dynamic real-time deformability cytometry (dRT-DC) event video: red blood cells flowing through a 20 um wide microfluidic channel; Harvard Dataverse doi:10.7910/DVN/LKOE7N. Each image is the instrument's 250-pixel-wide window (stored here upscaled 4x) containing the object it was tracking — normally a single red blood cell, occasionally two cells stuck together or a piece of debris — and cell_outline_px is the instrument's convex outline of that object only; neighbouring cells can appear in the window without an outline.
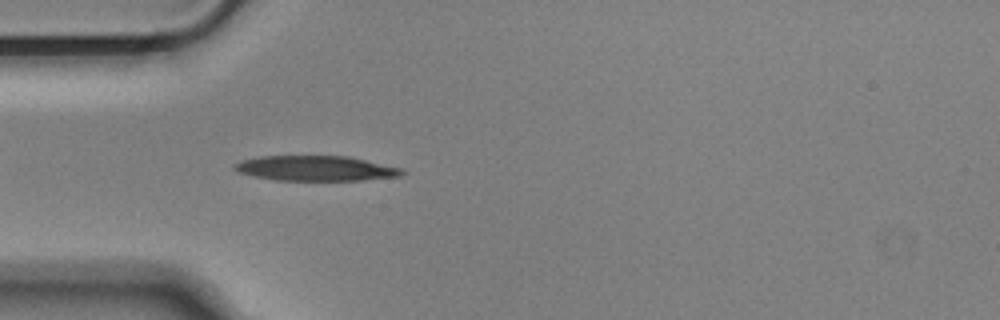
{"species": "Egyptian fruit bat (a non-hibernating species)", "species_latin": "Rousettus aegyptiacus", "temperature_condition": "cold", "stored_images_in_passage": 52, "camera_frame_rate_fps": 3000, "um_per_image_px": 0.085, "animal": {"sex": "male"}, "frame": {"image": 1, "passage_image": 14, "time_ms": 4.333, "image_size_px": [1000, 320], "cell_outline_px": [[404, 172], [400, 176], [360, 180], [276, 180], [252, 176], [240, 172], [232, 168], [232, 164], [240, 160], [260, 156], [348, 156], [404, 168]], "centroid_in_image_um": [26.81, 14.3], "position_along_channel_um": 58.2, "area_um2": 24.57}}
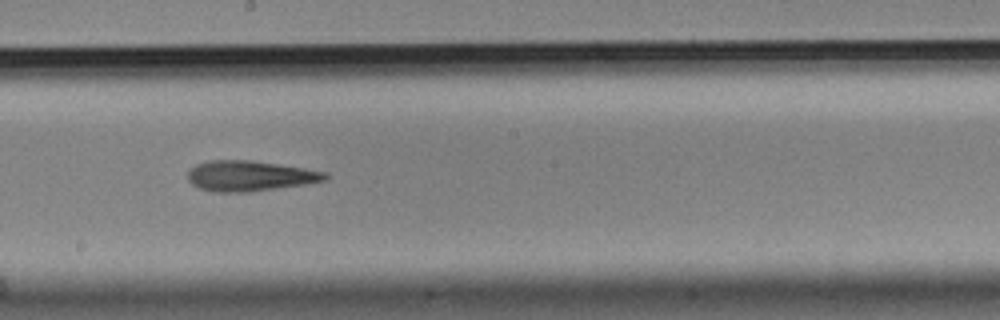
{"frame": {"image": 2, "passage_image": 28, "time_ms": 9.0, "image_size_px": [1000, 320], "cell_outline_px": [[328, 180], [304, 184], [252, 192], [212, 192], [200, 188], [192, 184], [188, 180], [188, 172], [196, 164], [208, 160], [248, 160], [304, 168], [328, 172]], "centroid_in_image_um": [21.23, 14.96], "position_along_channel_um": 227.0, "area_um2": 24.33}}
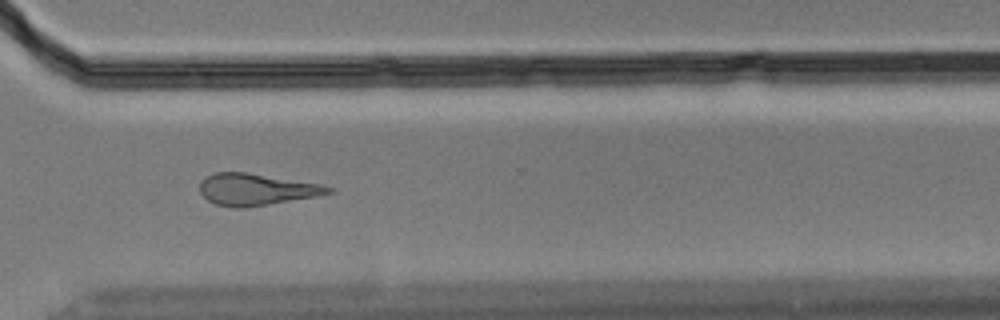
{"frame": {"image": 3, "passage_image": 38, "time_ms": 12.333, "image_size_px": [1000, 320], "cell_outline_px": [[332, 192], [316, 196], [244, 208], [232, 208], [216, 204], [208, 200], [200, 192], [200, 180], [216, 172], [244, 172], [320, 184], [332, 188]], "centroid_in_image_um": [21.73, 16.11], "position_along_channel_um": 348.9, "area_um2": 23.35}, "authors_computed_cell_mechanics": {"area_um2": 24.3049, "velocity_mm_per_s": 3.6663, "shape_relaxation_time_tau1_ms": 9.3331, "shape_relaxation_time_tau2_ms": 7.8502, "deformation_change_tau1": 0.2306, "deformation_change_tau2": 0.2387}}